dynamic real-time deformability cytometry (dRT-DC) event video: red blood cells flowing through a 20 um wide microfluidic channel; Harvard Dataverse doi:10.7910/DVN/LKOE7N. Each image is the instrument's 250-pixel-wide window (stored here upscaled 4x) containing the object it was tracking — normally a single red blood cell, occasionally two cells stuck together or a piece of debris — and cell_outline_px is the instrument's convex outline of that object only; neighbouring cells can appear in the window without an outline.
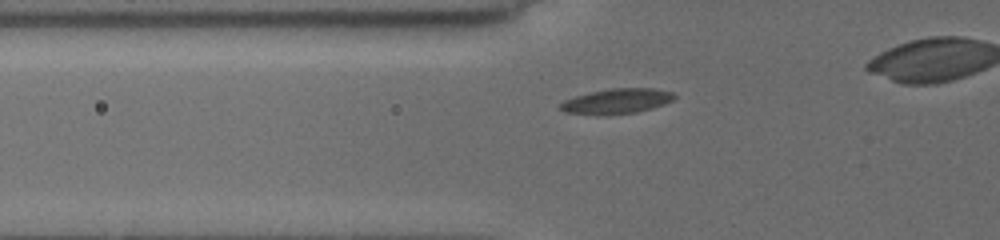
{"species": "common noctule bat (a hibernating species)", "species_latin": "Nyctalus noctula", "temperature_condition": "cold", "stored_images_in_passage": 9, "camera_frame_rate_fps": 3000, "um_per_image_px": 0.085, "animal": {"sex": "female", "body_mass_g": 19.5, "forearm_length_mm": 54.1}, "frame": {"image": 1, "passage_image": 9, "time_ms": 9.0, "image_size_px": [1000, 240], "cell_outline_px": [[676, 96], [672, 100], [664, 104], [652, 108], [636, 112], [564, 112], [560, 108], [560, 104], [564, 100], [576, 96], [608, 88], [652, 88], [672, 92]], "centroid_in_image_um": [52.5, 8.54], "position_along_channel_um": 73.3, "area_um2": 15.66}}